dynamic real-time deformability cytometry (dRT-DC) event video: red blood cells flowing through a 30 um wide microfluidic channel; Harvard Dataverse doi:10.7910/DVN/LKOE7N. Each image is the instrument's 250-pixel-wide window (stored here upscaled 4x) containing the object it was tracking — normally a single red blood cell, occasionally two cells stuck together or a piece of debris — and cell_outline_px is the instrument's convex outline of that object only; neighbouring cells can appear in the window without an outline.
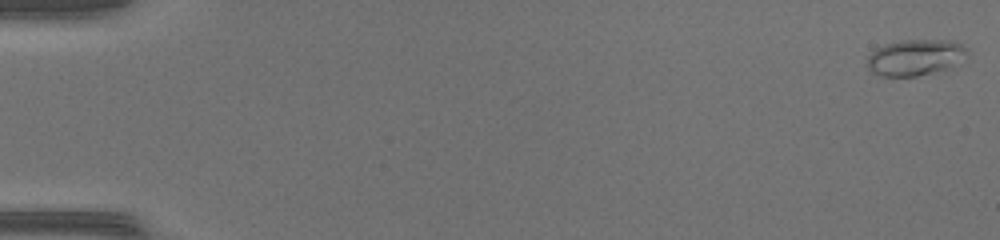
{"species": "common noctule bat (a hibernating species)", "species_latin": "Nyctalus noctula", "temperature_condition": "warm", "stored_images_in_passage": 49, "camera_frame_rate_fps": 3000, "um_per_image_px": 0.085, "animal": {"sex": "female", "body_mass_g": 17.0, "forearm_length_mm": 48.0}, "frame": {"image": 1, "passage_image": 1, "time_ms": 0.0, "image_size_px": [1000, 240], "cell_outline_px": [[968, 52], [944, 68], [936, 72], [916, 76], [884, 76], [872, 72], [868, 68], [868, 56], [876, 48], [884, 44], [900, 40], [952, 40], [968, 48]], "centroid_in_image_um": [77.72, 4.86], "position_along_channel_um": 7.3, "area_um2": 20.52}}
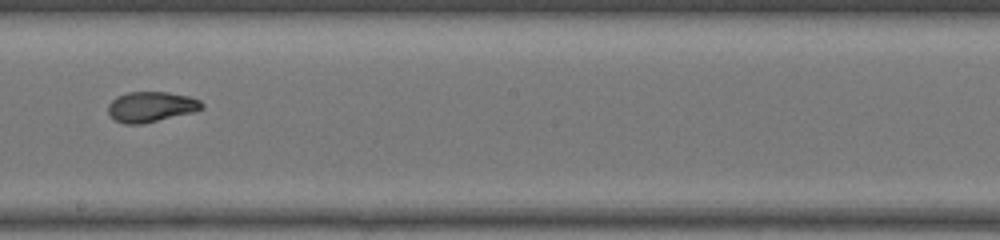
{"frame": {"image": 2, "passage_image": 29, "time_ms": 9.333, "image_size_px": [1000, 240], "cell_outline_px": [[204, 108], [192, 112], [140, 124], [124, 124], [116, 120], [108, 112], [108, 104], [116, 96], [128, 92], [168, 92], [188, 96], [200, 100], [204, 104]], "centroid_in_image_um": [12.83, 9.06], "position_along_channel_um": 235.4, "area_um2": 16.42}}
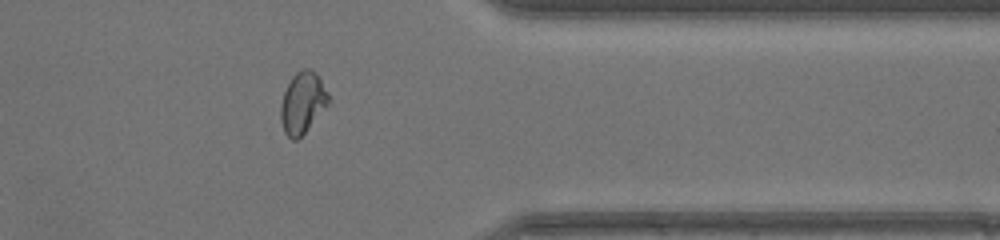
{"frame": {"image": 3, "passage_image": 40, "time_ms": 13.0, "image_size_px": [1000, 240], "cell_outline_px": [[332, 100], [304, 132], [296, 140], [292, 140], [284, 132], [280, 120], [280, 104], [284, 92], [292, 76], [296, 72], [304, 68], [312, 68], [316, 72], [328, 92]], "centroid_in_image_um": [25.72, 8.7], "position_along_channel_um": 385.7, "area_um2": 17.17}, "authors_computed_cell_mechanics": {"area_um2": 17.2244, "velocity_mm_per_s": 4.3732, "shape_relaxation_time_tau1_ms": 9.6327, "shape_relaxation_time_tau2_ms": 1.0742, "deformation_change_tau1": 0.2841, "deformation_change_tau2": 0.0499}}